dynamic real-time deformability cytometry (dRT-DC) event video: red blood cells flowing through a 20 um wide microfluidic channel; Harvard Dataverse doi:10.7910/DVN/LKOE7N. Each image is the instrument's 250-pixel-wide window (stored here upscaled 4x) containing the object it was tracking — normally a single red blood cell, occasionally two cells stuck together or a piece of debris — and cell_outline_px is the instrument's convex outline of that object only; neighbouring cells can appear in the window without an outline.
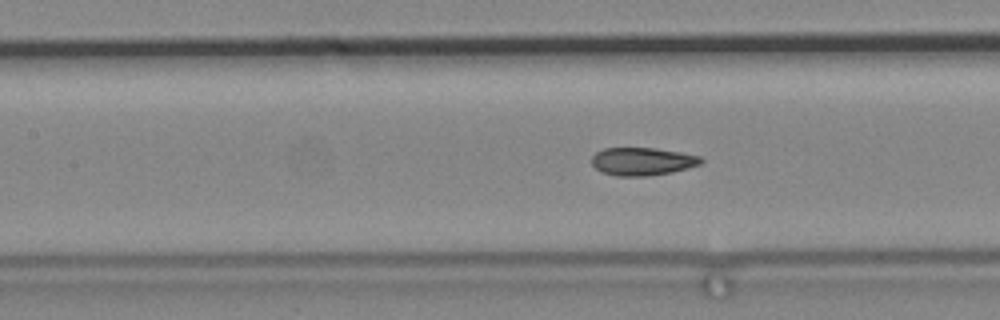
{"species": "common noctule bat (a hibernating species)", "species_latin": "Nyctalus noctula", "temperature_condition": "cold", "stored_images_in_passage": 49, "camera_frame_rate_fps": 3000, "um_per_image_px": 0.085, "animal": {"sex": "male", "body_mass_g": 19.2, "forearm_length_mm": 51.8}, "frame": {"image": 1, "passage_image": 11, "time_ms": 3.333, "image_size_px": [1000, 320], "cell_outline_px": [[704, 160], [700, 164], [688, 168], [672, 172], [648, 176], [616, 176], [600, 172], [592, 164], [592, 156], [596, 152], [604, 148], [656, 148], [680, 152], [700, 156]], "centroid_in_image_um": [54.59, 13.72], "position_along_channel_um": 152.8, "area_um2": 17.86}}
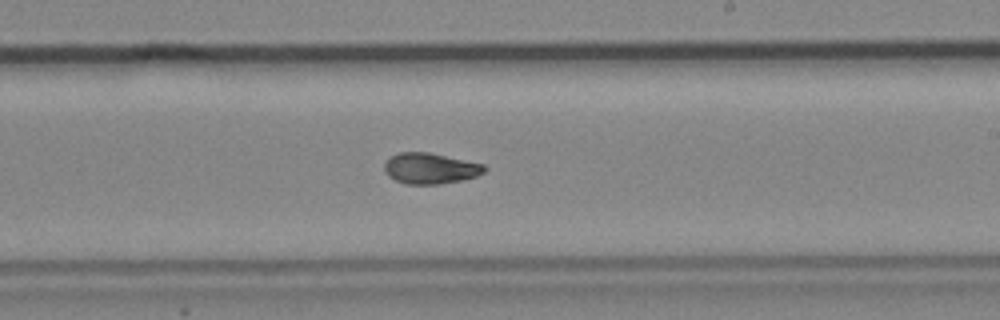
{"frame": {"image": 2, "passage_image": 21, "time_ms": 6.667, "image_size_px": [1000, 320], "cell_outline_px": [[484, 172], [476, 176], [460, 180], [440, 184], [408, 184], [396, 180], [388, 176], [384, 172], [384, 164], [392, 156], [400, 152], [428, 152], [484, 164]], "centroid_in_image_um": [36.55, 14.31], "position_along_channel_um": 252.5, "area_um2": 17.74}}
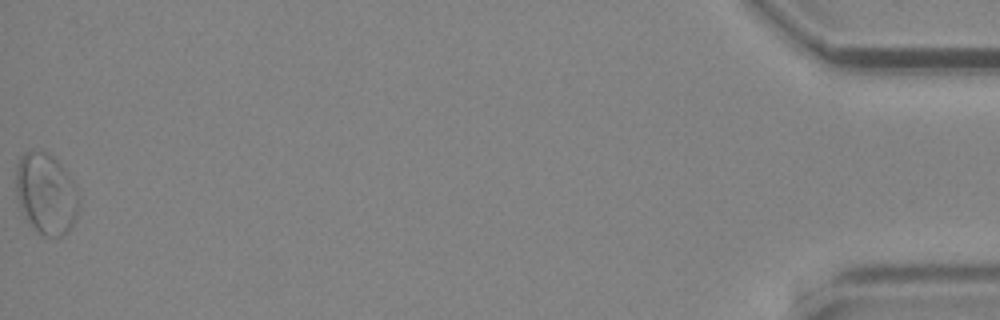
{"frame": {"image": 3, "passage_image": 49, "time_ms": 16.0, "image_size_px": [1000, 320], "cell_outline_px": [[76, 216], [72, 224], [60, 236], [44, 236], [24, 216], [20, 208], [16, 196], [16, 168], [20, 156], [24, 152], [32, 148], [44, 152], [52, 156], [64, 168], [72, 180], [76, 192]], "centroid_in_image_um": [3.85, 16.4], "position_along_channel_um": 431.3, "area_um2": 29.02}}